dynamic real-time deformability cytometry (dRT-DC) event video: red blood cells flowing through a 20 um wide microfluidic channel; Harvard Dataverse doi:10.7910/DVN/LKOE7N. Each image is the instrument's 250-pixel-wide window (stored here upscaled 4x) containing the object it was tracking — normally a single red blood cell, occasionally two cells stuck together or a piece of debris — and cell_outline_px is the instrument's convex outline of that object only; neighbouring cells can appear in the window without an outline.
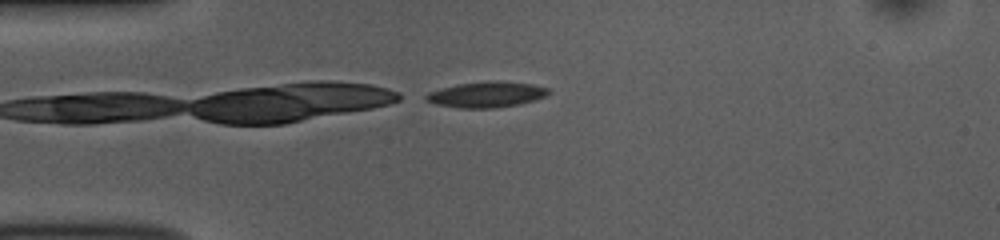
{"species": "common noctule bat (a hibernating species)", "species_latin": "Nyctalus noctula", "temperature_condition": "room temperature", "stored_images_in_passage": 2, "camera_frame_rate_fps": 3000, "um_per_image_px": 0.085, "animal": {"sex": "female", "body_mass_g": 10.0, "forearm_length_mm": 53.1}, "frame": {"image": 1, "passage_image": 2, "time_ms": 0.333, "image_size_px": [1000, 240], "cell_outline_px": [[552, 92], [536, 100], [520, 104], [496, 108], [460, 108], [436, 104], [424, 100], [424, 96], [428, 92], [456, 84], [492, 80], [496, 80], [532, 84], [548, 88]], "centroid_in_image_um": [41.35, 8.03], "position_along_channel_um": 43.6, "area_um2": 18.55}}